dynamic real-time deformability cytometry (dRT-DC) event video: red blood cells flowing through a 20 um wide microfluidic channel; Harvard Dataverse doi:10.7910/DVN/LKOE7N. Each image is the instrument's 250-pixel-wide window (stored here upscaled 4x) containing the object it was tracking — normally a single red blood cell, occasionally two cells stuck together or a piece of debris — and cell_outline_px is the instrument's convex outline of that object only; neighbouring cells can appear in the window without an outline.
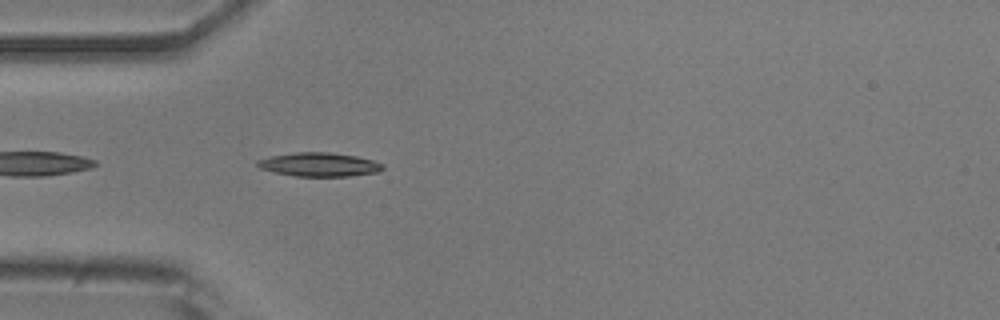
{"species": "common noctule bat (a hibernating species)", "species_latin": "Nyctalus noctula", "temperature_condition": "room temperature", "stored_images_in_passage": 9, "camera_frame_rate_fps": 3000, "um_per_image_px": 0.085, "animal": {"sex": "male", "body_mass_g": 20.5, "forearm_length_mm": 52.5}, "frame": {"image": 1, "passage_image": 3, "time_ms": 0.667, "image_size_px": [1000, 320], "cell_outline_px": [[384, 168], [380, 172], [348, 176], [296, 176], [276, 172], [260, 168], [256, 164], [256, 160], [272, 156], [296, 152], [328, 152], [356, 156], [372, 160], [384, 164]], "centroid_in_image_um": [27.16, 13.98], "position_along_channel_um": 57.8, "area_um2": 17.28}}
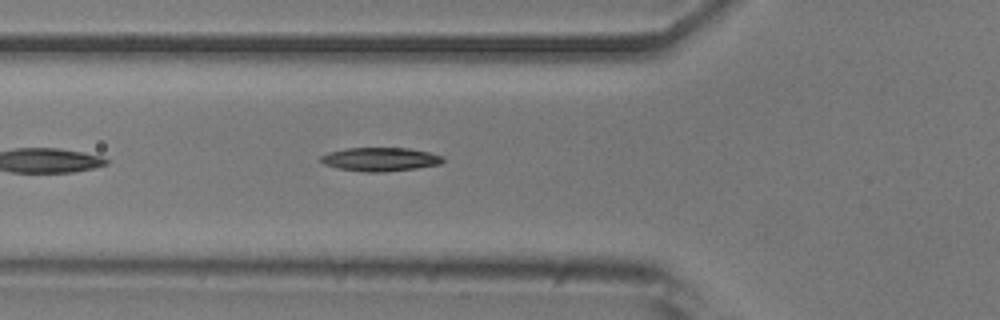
{"frame": {"image": 2, "passage_image": 6, "time_ms": 1.667, "image_size_px": [1000, 320], "cell_outline_px": [[444, 160], [440, 164], [416, 168], [380, 172], [368, 172], [340, 168], [324, 164], [320, 160], [320, 156], [328, 152], [348, 148], [408, 148], [428, 152], [444, 156]], "centroid_in_image_um": [32.33, 13.53], "position_along_channel_um": 93.5, "area_um2": 16.65}}